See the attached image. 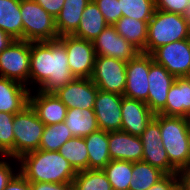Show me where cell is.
<instances>
[{"mask_svg": "<svg viewBox=\"0 0 190 190\" xmlns=\"http://www.w3.org/2000/svg\"><path fill=\"white\" fill-rule=\"evenodd\" d=\"M108 143L111 160L142 161L143 145L139 136L122 130L108 132Z\"/></svg>", "mask_w": 190, "mask_h": 190, "instance_id": "19", "label": "cell"}, {"mask_svg": "<svg viewBox=\"0 0 190 190\" xmlns=\"http://www.w3.org/2000/svg\"><path fill=\"white\" fill-rule=\"evenodd\" d=\"M178 183L183 190H190V167L183 168L177 171Z\"/></svg>", "mask_w": 190, "mask_h": 190, "instance_id": "42", "label": "cell"}, {"mask_svg": "<svg viewBox=\"0 0 190 190\" xmlns=\"http://www.w3.org/2000/svg\"><path fill=\"white\" fill-rule=\"evenodd\" d=\"M90 0H65L64 5L55 18L59 37L73 35L80 24L81 16Z\"/></svg>", "mask_w": 190, "mask_h": 190, "instance_id": "22", "label": "cell"}, {"mask_svg": "<svg viewBox=\"0 0 190 190\" xmlns=\"http://www.w3.org/2000/svg\"><path fill=\"white\" fill-rule=\"evenodd\" d=\"M188 167H190V132H189V144H188Z\"/></svg>", "mask_w": 190, "mask_h": 190, "instance_id": "46", "label": "cell"}, {"mask_svg": "<svg viewBox=\"0 0 190 190\" xmlns=\"http://www.w3.org/2000/svg\"><path fill=\"white\" fill-rule=\"evenodd\" d=\"M151 55L156 63L162 65L175 78L190 77L189 38L160 46Z\"/></svg>", "mask_w": 190, "mask_h": 190, "instance_id": "9", "label": "cell"}, {"mask_svg": "<svg viewBox=\"0 0 190 190\" xmlns=\"http://www.w3.org/2000/svg\"><path fill=\"white\" fill-rule=\"evenodd\" d=\"M0 29L15 40H23L19 0H0Z\"/></svg>", "mask_w": 190, "mask_h": 190, "instance_id": "27", "label": "cell"}, {"mask_svg": "<svg viewBox=\"0 0 190 190\" xmlns=\"http://www.w3.org/2000/svg\"><path fill=\"white\" fill-rule=\"evenodd\" d=\"M190 119V78H175L171 85L165 108L159 113Z\"/></svg>", "mask_w": 190, "mask_h": 190, "instance_id": "21", "label": "cell"}, {"mask_svg": "<svg viewBox=\"0 0 190 190\" xmlns=\"http://www.w3.org/2000/svg\"><path fill=\"white\" fill-rule=\"evenodd\" d=\"M126 66L127 62L96 55L91 75L92 82L101 91L123 95L127 79Z\"/></svg>", "mask_w": 190, "mask_h": 190, "instance_id": "8", "label": "cell"}, {"mask_svg": "<svg viewBox=\"0 0 190 190\" xmlns=\"http://www.w3.org/2000/svg\"><path fill=\"white\" fill-rule=\"evenodd\" d=\"M103 171L113 189L129 190L132 178V162L125 160H111L103 168Z\"/></svg>", "mask_w": 190, "mask_h": 190, "instance_id": "30", "label": "cell"}, {"mask_svg": "<svg viewBox=\"0 0 190 190\" xmlns=\"http://www.w3.org/2000/svg\"><path fill=\"white\" fill-rule=\"evenodd\" d=\"M19 172L29 182L72 183L77 175L58 151L36 150L17 159Z\"/></svg>", "mask_w": 190, "mask_h": 190, "instance_id": "2", "label": "cell"}, {"mask_svg": "<svg viewBox=\"0 0 190 190\" xmlns=\"http://www.w3.org/2000/svg\"><path fill=\"white\" fill-rule=\"evenodd\" d=\"M158 124L170 164L177 171L188 167L190 119L158 114Z\"/></svg>", "mask_w": 190, "mask_h": 190, "instance_id": "3", "label": "cell"}, {"mask_svg": "<svg viewBox=\"0 0 190 190\" xmlns=\"http://www.w3.org/2000/svg\"><path fill=\"white\" fill-rule=\"evenodd\" d=\"M178 182L177 174H165L148 190H170Z\"/></svg>", "mask_w": 190, "mask_h": 190, "instance_id": "40", "label": "cell"}, {"mask_svg": "<svg viewBox=\"0 0 190 190\" xmlns=\"http://www.w3.org/2000/svg\"><path fill=\"white\" fill-rule=\"evenodd\" d=\"M189 38V22L184 15L155 9L148 22L146 53L160 46Z\"/></svg>", "mask_w": 190, "mask_h": 190, "instance_id": "4", "label": "cell"}, {"mask_svg": "<svg viewBox=\"0 0 190 190\" xmlns=\"http://www.w3.org/2000/svg\"><path fill=\"white\" fill-rule=\"evenodd\" d=\"M20 11L23 22V40L42 42L58 39L55 18L34 0L20 1Z\"/></svg>", "mask_w": 190, "mask_h": 190, "instance_id": "6", "label": "cell"}, {"mask_svg": "<svg viewBox=\"0 0 190 190\" xmlns=\"http://www.w3.org/2000/svg\"><path fill=\"white\" fill-rule=\"evenodd\" d=\"M113 26L120 36L130 42L140 52L146 53L148 22L122 16Z\"/></svg>", "mask_w": 190, "mask_h": 190, "instance_id": "25", "label": "cell"}, {"mask_svg": "<svg viewBox=\"0 0 190 190\" xmlns=\"http://www.w3.org/2000/svg\"><path fill=\"white\" fill-rule=\"evenodd\" d=\"M190 0H155V9L184 15Z\"/></svg>", "mask_w": 190, "mask_h": 190, "instance_id": "36", "label": "cell"}, {"mask_svg": "<svg viewBox=\"0 0 190 190\" xmlns=\"http://www.w3.org/2000/svg\"><path fill=\"white\" fill-rule=\"evenodd\" d=\"M3 190H31L30 182L18 172Z\"/></svg>", "mask_w": 190, "mask_h": 190, "instance_id": "41", "label": "cell"}, {"mask_svg": "<svg viewBox=\"0 0 190 190\" xmlns=\"http://www.w3.org/2000/svg\"><path fill=\"white\" fill-rule=\"evenodd\" d=\"M161 137L158 114H155V117L140 135L143 145L142 161L158 168L164 174L177 173V170L169 162L167 152L161 142Z\"/></svg>", "mask_w": 190, "mask_h": 190, "instance_id": "11", "label": "cell"}, {"mask_svg": "<svg viewBox=\"0 0 190 190\" xmlns=\"http://www.w3.org/2000/svg\"><path fill=\"white\" fill-rule=\"evenodd\" d=\"M43 9H45L52 17L56 18L60 13L65 0H34Z\"/></svg>", "mask_w": 190, "mask_h": 190, "instance_id": "39", "label": "cell"}, {"mask_svg": "<svg viewBox=\"0 0 190 190\" xmlns=\"http://www.w3.org/2000/svg\"><path fill=\"white\" fill-rule=\"evenodd\" d=\"M95 54L130 61L140 51L120 36L113 25H108L93 41Z\"/></svg>", "mask_w": 190, "mask_h": 190, "instance_id": "13", "label": "cell"}, {"mask_svg": "<svg viewBox=\"0 0 190 190\" xmlns=\"http://www.w3.org/2000/svg\"><path fill=\"white\" fill-rule=\"evenodd\" d=\"M30 90L15 80L0 76V112L16 114L29 105Z\"/></svg>", "mask_w": 190, "mask_h": 190, "instance_id": "20", "label": "cell"}, {"mask_svg": "<svg viewBox=\"0 0 190 190\" xmlns=\"http://www.w3.org/2000/svg\"><path fill=\"white\" fill-rule=\"evenodd\" d=\"M98 90L91 78H75L53 94L67 109H93Z\"/></svg>", "mask_w": 190, "mask_h": 190, "instance_id": "14", "label": "cell"}, {"mask_svg": "<svg viewBox=\"0 0 190 190\" xmlns=\"http://www.w3.org/2000/svg\"><path fill=\"white\" fill-rule=\"evenodd\" d=\"M44 127L45 124L38 118L30 104L14 115L15 163L22 155L39 149Z\"/></svg>", "mask_w": 190, "mask_h": 190, "instance_id": "5", "label": "cell"}, {"mask_svg": "<svg viewBox=\"0 0 190 190\" xmlns=\"http://www.w3.org/2000/svg\"><path fill=\"white\" fill-rule=\"evenodd\" d=\"M101 13L103 14L108 25H114L121 17L118 0H93Z\"/></svg>", "mask_w": 190, "mask_h": 190, "instance_id": "35", "label": "cell"}, {"mask_svg": "<svg viewBox=\"0 0 190 190\" xmlns=\"http://www.w3.org/2000/svg\"><path fill=\"white\" fill-rule=\"evenodd\" d=\"M31 190H74L72 183L30 182Z\"/></svg>", "mask_w": 190, "mask_h": 190, "instance_id": "38", "label": "cell"}, {"mask_svg": "<svg viewBox=\"0 0 190 190\" xmlns=\"http://www.w3.org/2000/svg\"><path fill=\"white\" fill-rule=\"evenodd\" d=\"M13 40L15 39L0 29V53L6 49L13 42Z\"/></svg>", "mask_w": 190, "mask_h": 190, "instance_id": "43", "label": "cell"}, {"mask_svg": "<svg viewBox=\"0 0 190 190\" xmlns=\"http://www.w3.org/2000/svg\"><path fill=\"white\" fill-rule=\"evenodd\" d=\"M148 77L149 93L147 105L154 114H159L166 106L168 92L175 81V77L162 65L156 63L151 54Z\"/></svg>", "mask_w": 190, "mask_h": 190, "instance_id": "16", "label": "cell"}, {"mask_svg": "<svg viewBox=\"0 0 190 190\" xmlns=\"http://www.w3.org/2000/svg\"><path fill=\"white\" fill-rule=\"evenodd\" d=\"M76 172L88 169V150L84 137H72L58 151Z\"/></svg>", "mask_w": 190, "mask_h": 190, "instance_id": "28", "label": "cell"}, {"mask_svg": "<svg viewBox=\"0 0 190 190\" xmlns=\"http://www.w3.org/2000/svg\"><path fill=\"white\" fill-rule=\"evenodd\" d=\"M189 40H190V21H189Z\"/></svg>", "mask_w": 190, "mask_h": 190, "instance_id": "47", "label": "cell"}, {"mask_svg": "<svg viewBox=\"0 0 190 190\" xmlns=\"http://www.w3.org/2000/svg\"><path fill=\"white\" fill-rule=\"evenodd\" d=\"M107 26L108 23L103 14L95 2L90 0L82 13L79 27L73 36L93 41Z\"/></svg>", "mask_w": 190, "mask_h": 190, "instance_id": "23", "label": "cell"}, {"mask_svg": "<svg viewBox=\"0 0 190 190\" xmlns=\"http://www.w3.org/2000/svg\"><path fill=\"white\" fill-rule=\"evenodd\" d=\"M64 122L73 137H86L99 129L93 109H67Z\"/></svg>", "mask_w": 190, "mask_h": 190, "instance_id": "26", "label": "cell"}, {"mask_svg": "<svg viewBox=\"0 0 190 190\" xmlns=\"http://www.w3.org/2000/svg\"><path fill=\"white\" fill-rule=\"evenodd\" d=\"M88 150V169H103L110 161L108 132L98 129L84 137Z\"/></svg>", "mask_w": 190, "mask_h": 190, "instance_id": "24", "label": "cell"}, {"mask_svg": "<svg viewBox=\"0 0 190 190\" xmlns=\"http://www.w3.org/2000/svg\"><path fill=\"white\" fill-rule=\"evenodd\" d=\"M122 98L123 95L98 90L93 110L99 129L106 132L121 130Z\"/></svg>", "mask_w": 190, "mask_h": 190, "instance_id": "15", "label": "cell"}, {"mask_svg": "<svg viewBox=\"0 0 190 190\" xmlns=\"http://www.w3.org/2000/svg\"><path fill=\"white\" fill-rule=\"evenodd\" d=\"M73 79L65 46L59 39L31 42L30 91L34 90L32 84L43 93H55Z\"/></svg>", "mask_w": 190, "mask_h": 190, "instance_id": "1", "label": "cell"}, {"mask_svg": "<svg viewBox=\"0 0 190 190\" xmlns=\"http://www.w3.org/2000/svg\"><path fill=\"white\" fill-rule=\"evenodd\" d=\"M73 136L65 122L44 127L40 141V150L56 152Z\"/></svg>", "mask_w": 190, "mask_h": 190, "instance_id": "31", "label": "cell"}, {"mask_svg": "<svg viewBox=\"0 0 190 190\" xmlns=\"http://www.w3.org/2000/svg\"><path fill=\"white\" fill-rule=\"evenodd\" d=\"M129 190H148L165 174L144 161L132 162Z\"/></svg>", "mask_w": 190, "mask_h": 190, "instance_id": "29", "label": "cell"}, {"mask_svg": "<svg viewBox=\"0 0 190 190\" xmlns=\"http://www.w3.org/2000/svg\"><path fill=\"white\" fill-rule=\"evenodd\" d=\"M31 42L13 40L0 53V76L29 86Z\"/></svg>", "mask_w": 190, "mask_h": 190, "instance_id": "7", "label": "cell"}, {"mask_svg": "<svg viewBox=\"0 0 190 190\" xmlns=\"http://www.w3.org/2000/svg\"><path fill=\"white\" fill-rule=\"evenodd\" d=\"M58 39L65 46L69 68L73 76L75 78H91L96 57L93 42L73 35L60 36Z\"/></svg>", "mask_w": 190, "mask_h": 190, "instance_id": "10", "label": "cell"}, {"mask_svg": "<svg viewBox=\"0 0 190 190\" xmlns=\"http://www.w3.org/2000/svg\"><path fill=\"white\" fill-rule=\"evenodd\" d=\"M170 190H183L182 186L177 182Z\"/></svg>", "mask_w": 190, "mask_h": 190, "instance_id": "45", "label": "cell"}, {"mask_svg": "<svg viewBox=\"0 0 190 190\" xmlns=\"http://www.w3.org/2000/svg\"><path fill=\"white\" fill-rule=\"evenodd\" d=\"M121 109V130L134 136L140 137L146 126L155 117V114L145 102L127 98L125 96L122 98Z\"/></svg>", "mask_w": 190, "mask_h": 190, "instance_id": "17", "label": "cell"}, {"mask_svg": "<svg viewBox=\"0 0 190 190\" xmlns=\"http://www.w3.org/2000/svg\"><path fill=\"white\" fill-rule=\"evenodd\" d=\"M122 16L149 22L155 11V0H118Z\"/></svg>", "mask_w": 190, "mask_h": 190, "instance_id": "33", "label": "cell"}, {"mask_svg": "<svg viewBox=\"0 0 190 190\" xmlns=\"http://www.w3.org/2000/svg\"><path fill=\"white\" fill-rule=\"evenodd\" d=\"M72 185L74 190H110L112 188L103 169L77 172Z\"/></svg>", "mask_w": 190, "mask_h": 190, "instance_id": "32", "label": "cell"}, {"mask_svg": "<svg viewBox=\"0 0 190 190\" xmlns=\"http://www.w3.org/2000/svg\"><path fill=\"white\" fill-rule=\"evenodd\" d=\"M150 54L139 52L134 58L127 62L126 86L123 96L147 104L149 93Z\"/></svg>", "mask_w": 190, "mask_h": 190, "instance_id": "12", "label": "cell"}, {"mask_svg": "<svg viewBox=\"0 0 190 190\" xmlns=\"http://www.w3.org/2000/svg\"><path fill=\"white\" fill-rule=\"evenodd\" d=\"M15 171L10 162L6 161L5 158L0 160V190H3L11 179L18 173Z\"/></svg>", "mask_w": 190, "mask_h": 190, "instance_id": "37", "label": "cell"}, {"mask_svg": "<svg viewBox=\"0 0 190 190\" xmlns=\"http://www.w3.org/2000/svg\"><path fill=\"white\" fill-rule=\"evenodd\" d=\"M29 104L45 126L65 121L67 107L53 93H43L40 90L30 91Z\"/></svg>", "mask_w": 190, "mask_h": 190, "instance_id": "18", "label": "cell"}, {"mask_svg": "<svg viewBox=\"0 0 190 190\" xmlns=\"http://www.w3.org/2000/svg\"><path fill=\"white\" fill-rule=\"evenodd\" d=\"M14 115L0 112V155L12 159H14Z\"/></svg>", "mask_w": 190, "mask_h": 190, "instance_id": "34", "label": "cell"}, {"mask_svg": "<svg viewBox=\"0 0 190 190\" xmlns=\"http://www.w3.org/2000/svg\"><path fill=\"white\" fill-rule=\"evenodd\" d=\"M184 17L188 20V22L190 21V3L186 8V11L184 13Z\"/></svg>", "mask_w": 190, "mask_h": 190, "instance_id": "44", "label": "cell"}]
</instances>
